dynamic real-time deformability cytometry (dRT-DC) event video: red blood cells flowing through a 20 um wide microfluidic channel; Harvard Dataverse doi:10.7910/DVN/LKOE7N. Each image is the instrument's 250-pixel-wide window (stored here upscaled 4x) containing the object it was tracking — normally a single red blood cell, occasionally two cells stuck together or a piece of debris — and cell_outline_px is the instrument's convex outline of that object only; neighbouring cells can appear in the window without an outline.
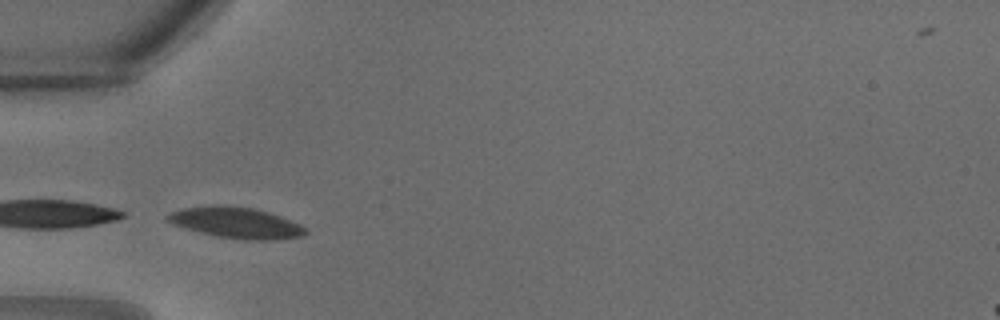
{"species": "common noctule bat (a hibernating species)", "species_latin": "Nyctalus noctula", "temperature_condition": "warm", "stored_images_in_passage": 26, "camera_frame_rate_fps": 3000, "um_per_image_px": 0.085, "animal": {"sex": "male", "body_mass_g": 18.8}, "frame": {"image": 1, "passage_image": 4, "time_ms": 1.0, "image_size_px": [1000, 320], "cell_outline_px": [[308, 232], [304, 236], [276, 240], [240, 240], [216, 236], [200, 232], [172, 224], [164, 216], [172, 212], [184, 208], [208, 204], [228, 204], [252, 208], [268, 212], [280, 216], [300, 224], [308, 228]], "centroid_in_image_um": [20.1, 18.93], "position_along_channel_um": 64.9, "area_um2": 25.32}}
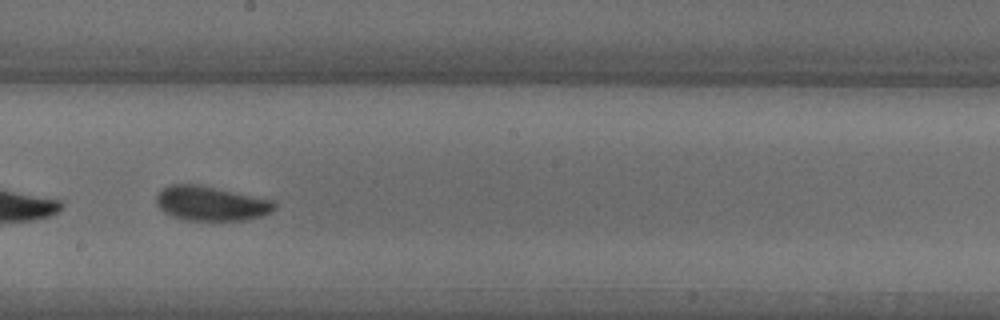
{"frame": {"image": 2, "passage_image": 12, "time_ms": 3.667, "image_size_px": [1000, 320], "cell_outline_px": [[276, 208], [272, 212], [260, 216], [244, 220], [184, 220], [164, 212], [156, 204], [156, 192], [172, 184], [200, 184], [276, 200]], "centroid_in_image_um": [17.96, 17.28], "position_along_channel_um": 230.2, "area_um2": 24.04}}
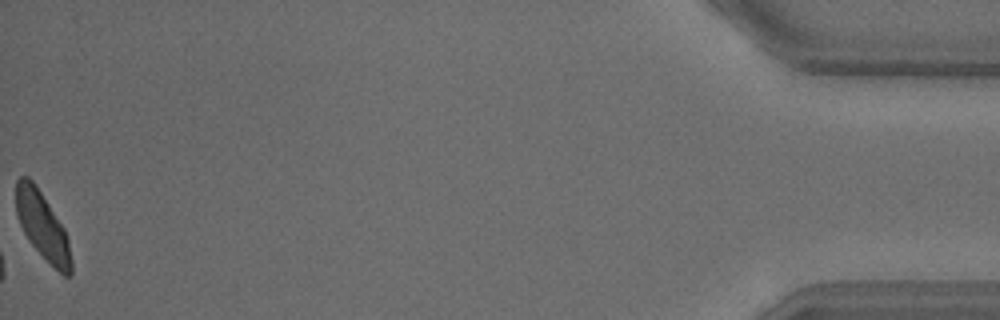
{"frame": {"image": 3, "passage_image": 26, "time_ms": 8.333, "image_size_px": [1000, 320], "cell_outline_px": [[72, 276], [64, 276], [28, 240], [16, 216], [16, 180], [20, 176], [28, 176], [36, 184], [64, 228], [68, 240], [72, 260]], "centroid_in_image_um": [3.61, 19.16], "position_along_channel_um": 431.6, "area_um2": 21.44}}